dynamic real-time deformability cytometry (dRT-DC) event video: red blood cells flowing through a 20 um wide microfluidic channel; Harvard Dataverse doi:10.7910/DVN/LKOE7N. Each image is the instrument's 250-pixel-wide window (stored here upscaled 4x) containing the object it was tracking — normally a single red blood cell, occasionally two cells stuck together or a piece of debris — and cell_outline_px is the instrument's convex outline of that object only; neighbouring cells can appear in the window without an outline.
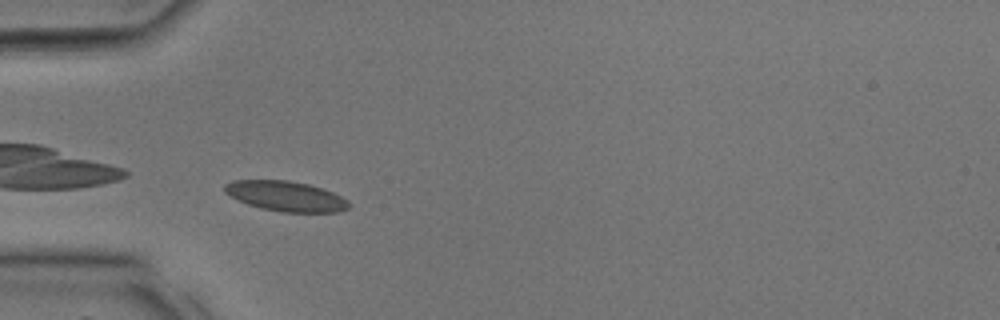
{"species": "common noctule bat (a hibernating species)", "species_latin": "Nyctalus noctula", "temperature_condition": "room temperature", "stored_images_in_passage": 15, "camera_frame_rate_fps": 3000, "um_per_image_px": 0.085, "animal": {"sex": "male", "body_mass_g": 17.9, "forearm_length_mm": 54.2}, "frame": {"image": 1, "passage_image": 9, "time_ms": 2.667, "image_size_px": [1000, 320], "cell_outline_px": [[352, 204], [348, 208], [340, 212], [280, 212], [260, 208], [248, 204], [224, 192], [224, 184], [232, 180], [288, 180], [308, 184], [332, 192], [348, 200]], "centroid_in_image_um": [24.31, 16.68], "position_along_channel_um": 60.7, "area_um2": 21.79}}
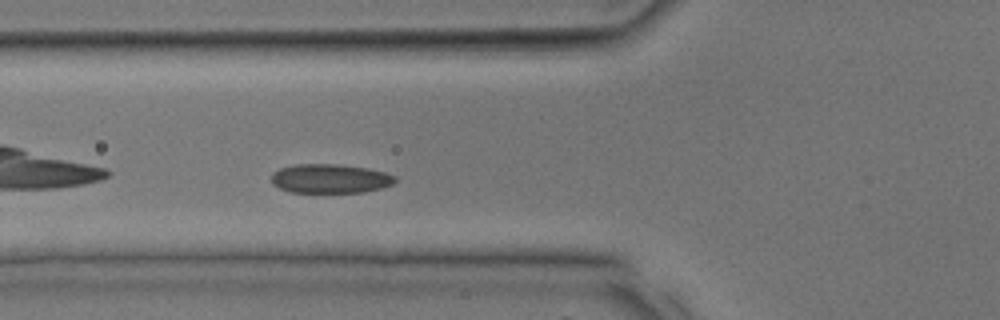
{"frame": {"image": 2, "passage_image": 11, "time_ms": 3.333, "image_size_px": [1000, 320], "cell_outline_px": [[396, 180], [392, 184], [380, 188], [364, 192], [292, 192], [280, 188], [272, 184], [272, 172], [280, 168], [296, 164], [340, 164], [368, 168], [384, 172], [396, 176]], "centroid_in_image_um": [28.06, 15.17], "position_along_channel_um": 97.7, "area_um2": 20.98}}